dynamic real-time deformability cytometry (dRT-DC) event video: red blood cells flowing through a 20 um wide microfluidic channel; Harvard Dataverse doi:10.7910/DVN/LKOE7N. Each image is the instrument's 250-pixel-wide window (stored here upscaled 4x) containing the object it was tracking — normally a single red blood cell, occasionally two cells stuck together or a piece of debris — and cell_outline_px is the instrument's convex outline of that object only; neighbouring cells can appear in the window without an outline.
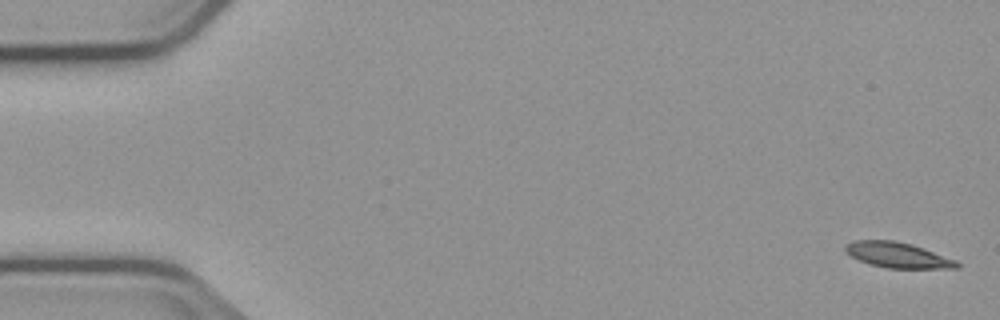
{"species": "common noctule bat (a hibernating species)", "species_latin": "Nyctalus noctula", "temperature_condition": "cold", "stored_images_in_passage": 7, "camera_frame_rate_fps": 3000, "um_per_image_px": 0.085, "animal": {"sex": "male", "body_mass_g": 23.1, "forearm_length_mm": 52.7}, "frame": {"image": 1, "passage_image": 1, "time_ms": 0.0, "image_size_px": [1000, 320], "cell_outline_px": [[960, 268], [888, 268], [868, 264], [844, 252], [844, 244], [852, 240], [896, 240], [912, 244], [924, 248], [956, 260], [960, 264]], "centroid_in_image_um": [76.28, 21.67], "position_along_channel_um": 8.7, "area_um2": 16.7}}
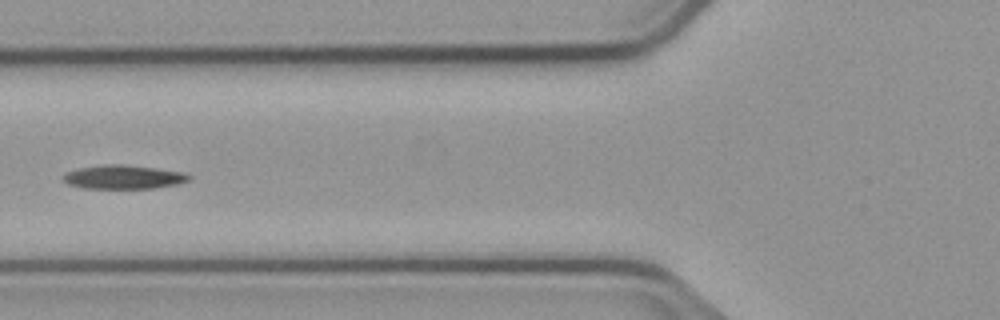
{"frame": {"image": 2, "passage_image": 6, "time_ms": 6.667, "image_size_px": [1000, 320], "cell_outline_px": [[192, 180], [176, 184], [152, 188], [80, 188], [68, 184], [64, 180], [64, 176], [68, 172], [80, 168], [104, 164], [124, 164], [156, 168], [184, 172], [192, 176]], "centroid_in_image_um": [10.55, 15.04], "position_along_channel_um": 115.3, "area_um2": 17.4}}
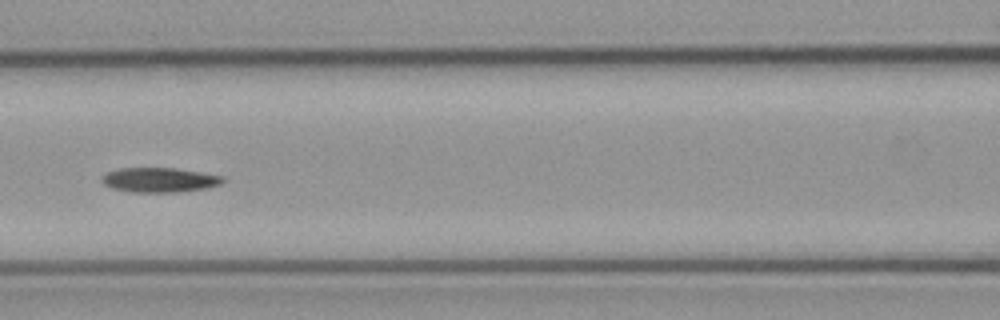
{"frame": {"image": 3, "passage_image": 7, "time_ms": 7.667, "image_size_px": [1000, 320], "cell_outline_px": [[224, 180], [220, 184], [208, 188], [176, 192], [132, 192], [112, 188], [104, 184], [100, 180], [100, 176], [108, 172], [120, 168], [176, 168], [224, 176]], "centroid_in_image_um": [13.54, 15.29], "position_along_channel_um": 153.1, "area_um2": 17.4}}